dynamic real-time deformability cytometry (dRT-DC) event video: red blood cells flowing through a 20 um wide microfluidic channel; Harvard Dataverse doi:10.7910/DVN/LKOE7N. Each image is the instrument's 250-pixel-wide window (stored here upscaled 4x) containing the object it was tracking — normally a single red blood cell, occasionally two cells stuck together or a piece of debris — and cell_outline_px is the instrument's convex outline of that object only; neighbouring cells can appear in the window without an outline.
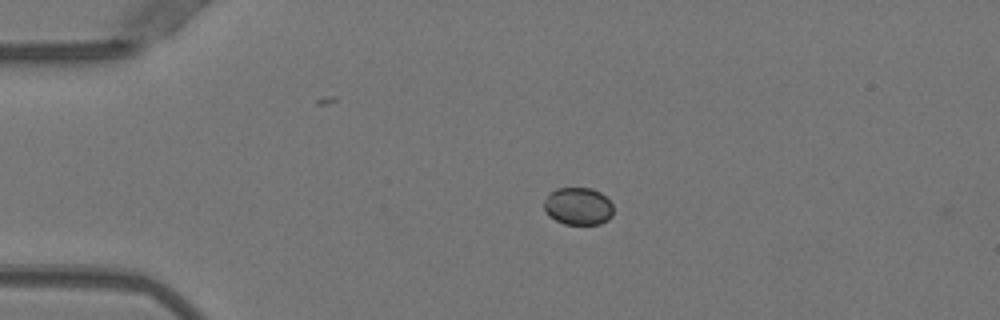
{"species": "Egyptian fruit bat (a non-hibernating species)", "species_latin": "Rousettus aegyptiacus", "temperature_condition": "warm", "stored_images_in_passage": 2, "camera_frame_rate_fps": 3000, "um_per_image_px": 0.085, "animal": {"sex": "female"}, "frame": {"image": 1, "passage_image": 1, "time_ms": 0.0, "image_size_px": [1000, 320], "cell_outline_px": [[612, 216], [608, 220], [600, 224], [564, 224], [548, 216], [544, 208], [544, 200], [556, 188], [592, 188], [600, 192], [612, 204]], "centroid_in_image_um": [49.14, 17.53], "position_along_channel_um": 35.9, "area_um2": 15.09}}